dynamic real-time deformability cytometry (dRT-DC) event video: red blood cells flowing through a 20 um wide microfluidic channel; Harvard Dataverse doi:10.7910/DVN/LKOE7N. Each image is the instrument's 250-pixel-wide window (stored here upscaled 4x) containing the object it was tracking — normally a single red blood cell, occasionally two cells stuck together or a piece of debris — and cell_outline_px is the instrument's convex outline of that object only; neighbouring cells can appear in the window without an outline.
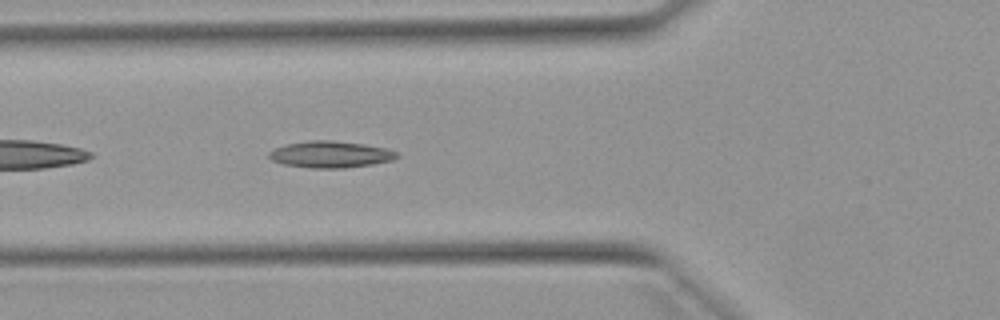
{"species": "Egyptian fruit bat (a non-hibernating species)", "species_latin": "Rousettus aegyptiacus", "temperature_condition": "warm", "stored_images_in_passage": 38, "camera_frame_rate_fps": 3000, "um_per_image_px": 0.085, "animal": {"sex": "female"}, "frame": {"image": 1, "passage_image": 5, "time_ms": 1.333, "image_size_px": [1000, 320], "cell_outline_px": [[400, 156], [392, 160], [372, 164], [344, 168], [308, 168], [284, 164], [272, 160], [268, 156], [268, 152], [276, 148], [288, 144], [308, 140], [332, 140], [364, 144], [384, 148], [396, 152]], "centroid_in_image_um": [28.08, 13.12], "position_along_channel_um": 97.7, "area_um2": 19.71}}
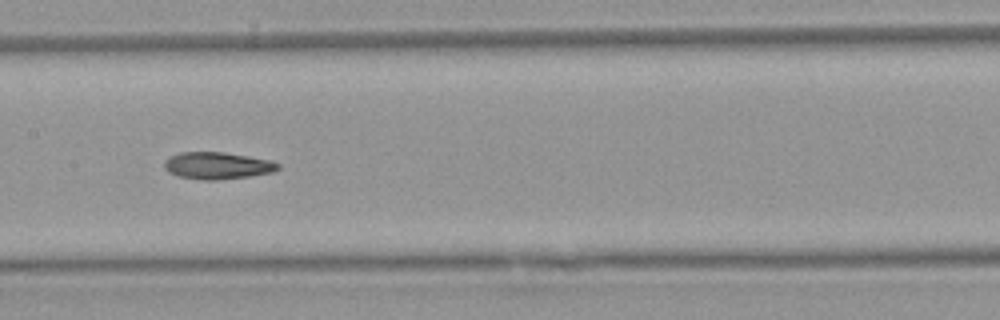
{"frame": {"image": 2, "passage_image": 12, "time_ms": 3.667, "image_size_px": [1000, 320], "cell_outline_px": [[280, 168], [272, 172], [248, 176], [216, 180], [204, 180], [180, 176], [168, 172], [164, 168], [164, 160], [180, 152], [224, 152], [272, 160], [280, 164]], "centroid_in_image_um": [18.49, 14.07], "position_along_channel_um": 188.9, "area_um2": 17.8}}
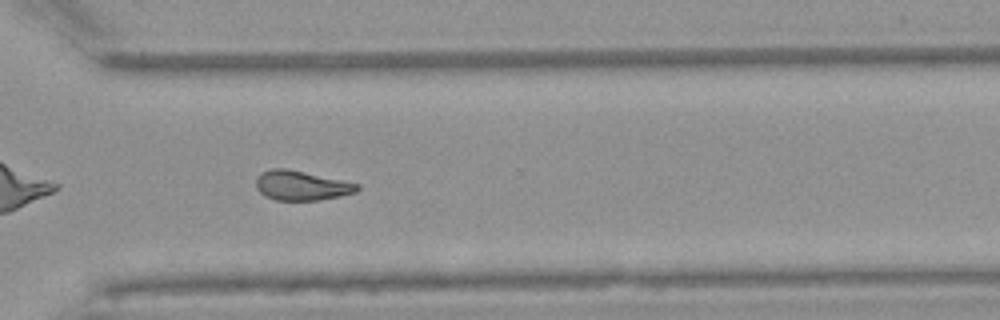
{"frame": {"image": 3, "passage_image": 24, "time_ms": 7.667, "image_size_px": [1000, 320], "cell_outline_px": [[360, 188], [356, 192], [340, 196], [320, 200], [276, 200], [260, 192], [256, 188], [256, 180], [260, 172], [272, 168], [288, 168], [360, 184]], "centroid_in_image_um": [25.63, 15.76], "position_along_channel_um": 345.0, "area_um2": 17.46}, "authors_computed_cell_mechanics": {"area_um2": 17.8024, "velocity_mm_per_s": 3.904, "shape_relaxation_time_tau1_ms": null, "shape_relaxation_time_tau2_ms": 2.6502, "deformation_change_tau1": null, "deformation_change_tau2": 0.0931}}